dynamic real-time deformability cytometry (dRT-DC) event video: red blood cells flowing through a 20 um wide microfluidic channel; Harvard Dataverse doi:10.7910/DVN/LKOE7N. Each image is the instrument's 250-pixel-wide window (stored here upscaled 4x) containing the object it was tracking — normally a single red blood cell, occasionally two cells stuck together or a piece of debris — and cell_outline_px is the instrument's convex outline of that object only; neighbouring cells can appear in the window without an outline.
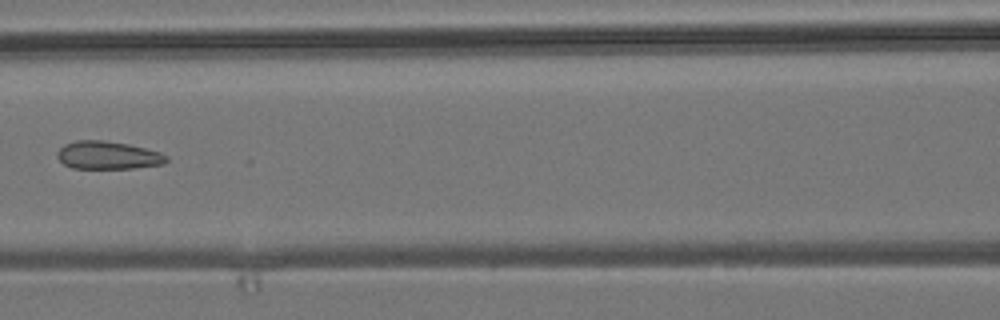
{"species": "common noctule bat (a hibernating species)", "species_latin": "Nyctalus noctula", "temperature_condition": "room temperature", "stored_images_in_passage": 8, "camera_frame_rate_fps": 3000, "um_per_image_px": 0.085, "animal": {"sex": "male", "body_mass_g": 19.2, "forearm_length_mm": 51.8}, "frame": {"image": 1, "passage_image": 7, "time_ms": 7.0, "image_size_px": [1000, 320], "cell_outline_px": [[168, 160], [164, 164], [132, 168], [72, 168], [64, 164], [56, 156], [56, 152], [64, 144], [76, 140], [104, 140], [128, 144], [160, 152], [168, 156]], "centroid_in_image_um": [9.16, 13.19], "position_along_channel_um": 157.4, "area_um2": 17.8}}